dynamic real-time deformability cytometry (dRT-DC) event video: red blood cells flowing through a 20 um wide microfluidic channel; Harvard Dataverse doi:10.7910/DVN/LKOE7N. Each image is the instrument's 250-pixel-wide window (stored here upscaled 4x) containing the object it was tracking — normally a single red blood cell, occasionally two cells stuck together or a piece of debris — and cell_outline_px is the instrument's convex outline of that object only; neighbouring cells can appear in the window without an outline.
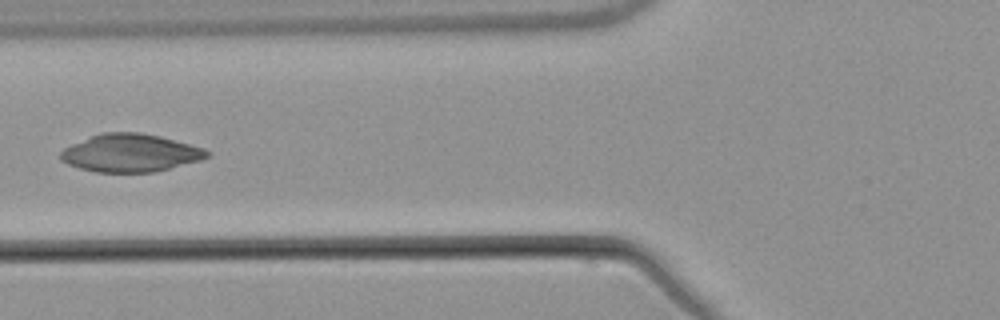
{"species": "common noctule bat (a hibernating species)", "species_latin": "Nyctalus noctula", "temperature_condition": "warm", "stored_images_in_passage": 6, "camera_frame_rate_fps": 3000, "um_per_image_px": 0.085, "animal": {"sex": "male", "body_mass_g": 21.5, "forearm_length_mm": 52.0}, "frame": {"image": 1, "passage_image": 6, "time_ms": 7.0, "image_size_px": [1000, 320], "cell_outline_px": [[212, 152], [208, 156], [200, 160], [156, 172], [96, 172], [80, 168], [68, 164], [60, 160], [60, 152], [64, 148], [72, 144], [100, 132], [140, 132], [160, 136], [204, 148]], "centroid_in_image_um": [11.08, 13.0], "position_along_channel_um": 114.7, "area_um2": 32.31}}